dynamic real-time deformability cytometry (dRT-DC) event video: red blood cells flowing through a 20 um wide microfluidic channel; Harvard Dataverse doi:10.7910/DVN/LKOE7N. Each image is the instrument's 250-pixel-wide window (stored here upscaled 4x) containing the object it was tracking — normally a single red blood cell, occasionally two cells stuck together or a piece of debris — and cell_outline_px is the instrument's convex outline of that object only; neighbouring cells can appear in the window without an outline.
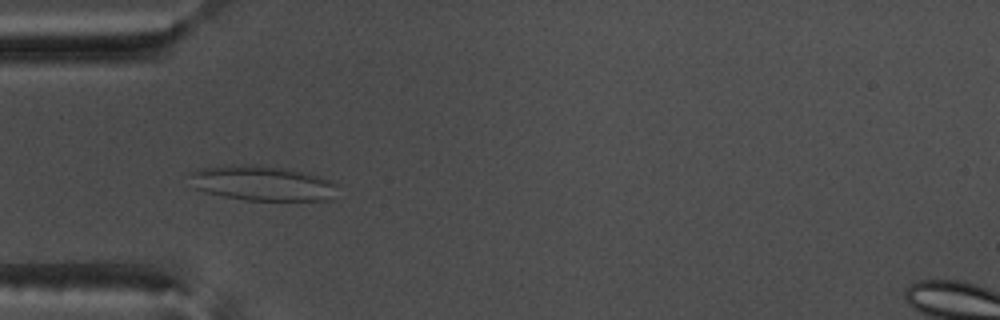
{"species": "common noctule bat (a hibernating species)", "species_latin": "Nyctalus noctula", "temperature_condition": "warm", "stored_images_in_passage": 39, "camera_frame_rate_fps": 3000, "um_per_image_px": 0.085, "animal": {"sex": "male", "body_mass_g": 17.5, "forearm_length_mm": 52.3}, "frame": {"image": 1, "passage_image": 5, "time_ms": 1.333, "image_size_px": [1000, 320], "cell_outline_px": [[336, 184], [328, 200], [244, 200], [224, 196], [208, 192], [196, 188], [188, 172], [200, 168], [252, 164], [284, 168], [308, 172], [332, 180]], "centroid_in_image_um": [22.3, 15.56], "position_along_channel_um": 62.7, "area_um2": 29.65}}
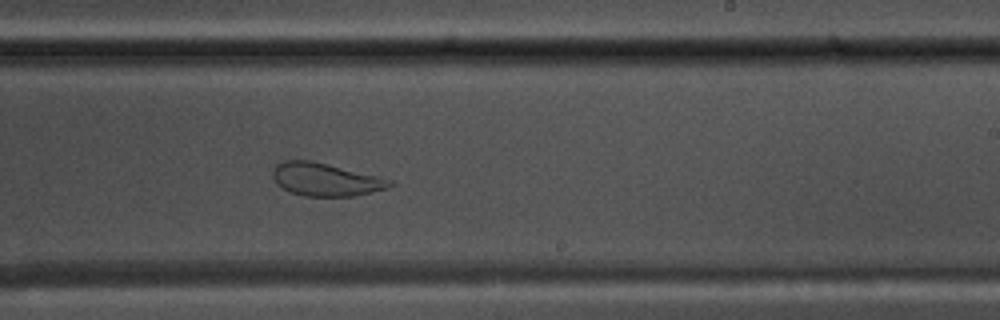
{"frame": {"image": 2, "passage_image": 21, "time_ms": 6.667, "image_size_px": [1000, 320], "cell_outline_px": [[396, 184], [372, 192], [352, 196], [304, 196], [292, 192], [276, 184], [272, 176], [272, 172], [276, 164], [284, 160], [312, 160], [392, 180]], "centroid_in_image_um": [27.63, 15.25], "position_along_channel_um": 261.4, "area_um2": 22.25}}
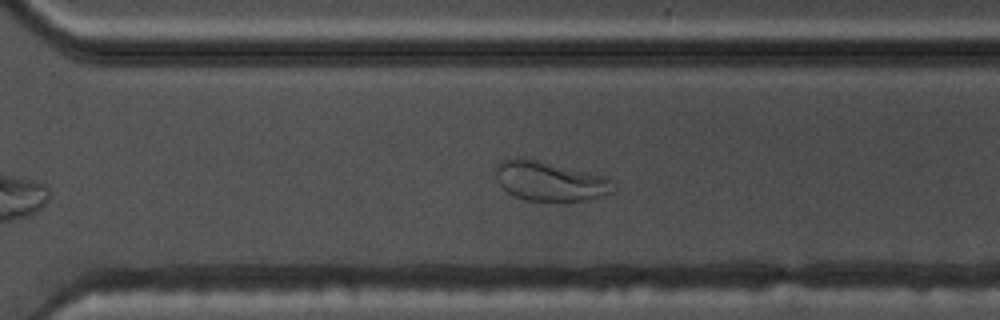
{"frame": {"image": 3, "passage_image": 26, "time_ms": 8.333, "image_size_px": [1000, 320], "cell_outline_px": [[616, 192], [584, 200], [528, 200], [516, 196], [508, 192], [500, 184], [496, 176], [496, 164], [504, 160], [516, 156], [524, 156], [612, 176], [616, 188]], "centroid_in_image_um": [46.83, 15.34], "position_along_channel_um": 323.8, "area_um2": 27.8}, "authors_computed_cell_mechanics": {"area_um2": 27.8018, "velocity_mm_per_s": 3.7635, "shape_relaxation_time_tau1_ms": null, "shape_relaxation_time_tau2_ms": 1.1881, "deformation_change_tau1": null, "deformation_change_tau2": 0.0693}}